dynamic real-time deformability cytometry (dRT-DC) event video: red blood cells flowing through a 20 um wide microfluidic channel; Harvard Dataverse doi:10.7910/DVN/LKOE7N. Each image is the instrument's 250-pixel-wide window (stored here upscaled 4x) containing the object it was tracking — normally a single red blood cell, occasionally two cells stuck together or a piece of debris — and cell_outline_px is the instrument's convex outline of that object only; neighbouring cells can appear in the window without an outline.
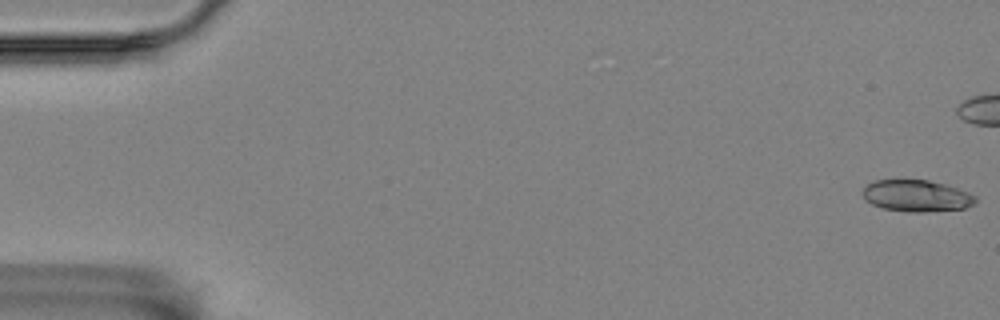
{"species": "Egyptian fruit bat (a non-hibernating species)", "species_latin": "Rousettus aegyptiacus", "temperature_condition": "room temperature", "stored_images_in_passage": 46, "camera_frame_rate_fps": 3000, "um_per_image_px": 0.085, "animal": {"sex": "female"}, "frame": {"image": 1, "passage_image": 1, "time_ms": 0.0, "image_size_px": [1000, 320], "cell_outline_px": [[976, 200], [972, 204], [964, 208], [924, 212], [908, 212], [884, 208], [872, 204], [864, 200], [864, 188], [868, 184], [876, 180], [928, 180], [944, 184], [968, 192], [976, 196]], "centroid_in_image_um": [77.9, 16.65], "position_along_channel_um": 7.1, "area_um2": 20.52}}
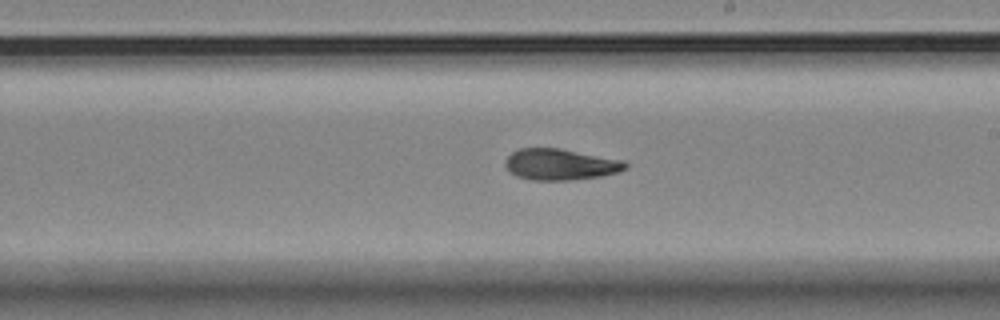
{"frame": {"image": 2, "passage_image": 33, "time_ms": 10.667, "image_size_px": [1000, 320], "cell_outline_px": [[628, 168], [620, 172], [600, 176], [568, 180], [532, 180], [516, 176], [504, 164], [504, 160], [512, 152], [520, 148], [560, 148], [624, 160], [628, 164]], "centroid_in_image_um": [47.66, 13.97], "position_along_channel_um": 241.3, "area_um2": 21.91}}
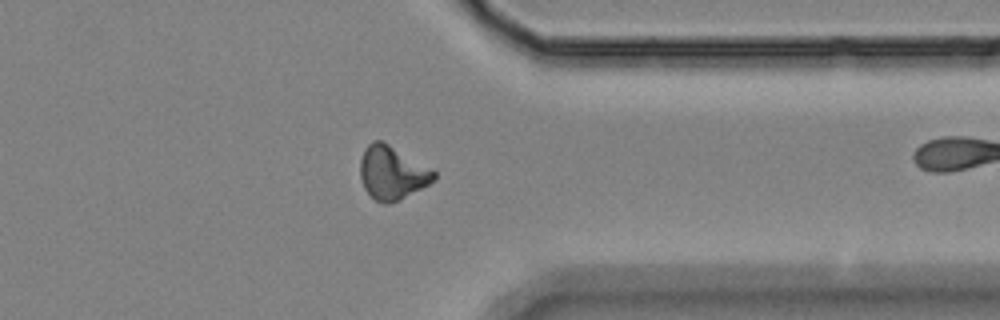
{"frame": {"image": 3, "passage_image": 45, "time_ms": 14.667, "image_size_px": [1000, 320], "cell_outline_px": [[436, 180], [400, 200], [388, 204], [384, 204], [376, 200], [364, 188], [360, 176], [360, 160], [364, 148], [372, 140], [380, 140], [388, 144], [432, 168], [436, 172]], "centroid_in_image_um": [33.33, 14.69], "position_along_channel_um": 378.1, "area_um2": 23.0}}